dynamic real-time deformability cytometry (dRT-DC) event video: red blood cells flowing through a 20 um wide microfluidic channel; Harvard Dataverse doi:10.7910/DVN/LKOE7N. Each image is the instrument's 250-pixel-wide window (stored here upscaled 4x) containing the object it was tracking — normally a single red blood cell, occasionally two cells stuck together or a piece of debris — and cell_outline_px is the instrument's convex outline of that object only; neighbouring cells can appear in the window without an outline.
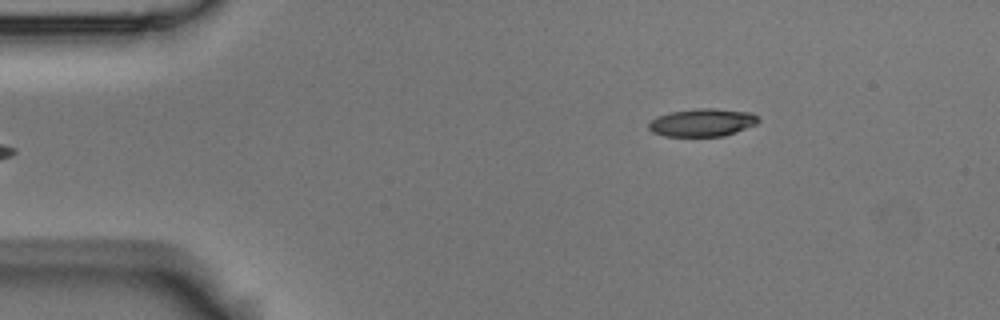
{"species": "Egyptian fruit bat (a non-hibernating species)", "species_latin": "Rousettus aegyptiacus", "temperature_condition": "room temperature", "stored_images_in_passage": 5, "segment_of_instrument_passage": [2, 2], "camera_frame_rate_fps": 3000, "um_per_image_px": 0.085, "animal": {"sex": "male"}, "frame": {"image": 1, "passage_image": 5, "time_ms": 1.333, "image_size_px": [1000, 320], "cell_outline_px": [[760, 120], [756, 124], [736, 132], [724, 136], [664, 136], [652, 132], [648, 128], [648, 120], [656, 116], [672, 112], [700, 108], [712, 108], [752, 112]], "centroid_in_image_um": [59.67, 10.41], "position_along_channel_um": 25.3, "area_um2": 17.86}}